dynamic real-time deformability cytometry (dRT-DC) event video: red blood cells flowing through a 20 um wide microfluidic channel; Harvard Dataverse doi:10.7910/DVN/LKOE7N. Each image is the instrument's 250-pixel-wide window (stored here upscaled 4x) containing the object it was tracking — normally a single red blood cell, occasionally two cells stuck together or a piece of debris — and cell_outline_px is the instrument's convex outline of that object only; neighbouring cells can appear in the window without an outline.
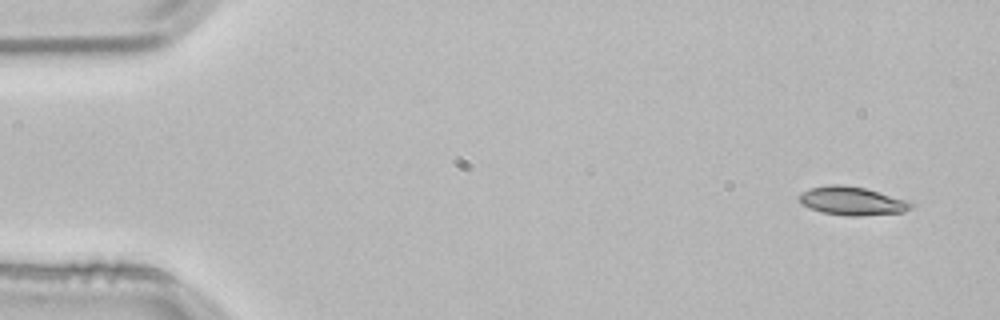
{"species": "common noctule bat (a hibernating species)", "species_latin": "Nyctalus noctula", "temperature_condition": "room temperature", "stored_images_in_passage": 3, "camera_frame_rate_fps": 3000, "um_per_image_px": 0.085, "animal": {"sex": "male", "body_mass_g": 21.5, "forearm_length_mm": 52.0}, "frame": {"image": 1, "passage_image": 1, "time_ms": 0.0, "image_size_px": [1000, 320], "cell_outline_px": [[912, 208], [904, 212], [860, 216], [848, 216], [820, 212], [808, 208], [800, 204], [796, 200], [796, 196], [800, 192], [808, 188], [828, 184], [844, 184], [864, 188], [912, 200]], "centroid_in_image_um": [72.37, 17.07], "position_along_channel_um": 12.6, "area_um2": 19.25}}
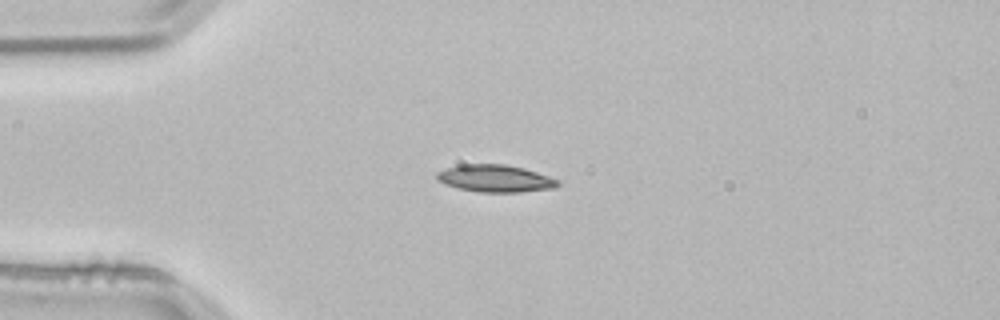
{"frame": {"image": 2, "passage_image": 3, "time_ms": 0.667, "image_size_px": [1000, 320], "cell_outline_px": [[560, 184], [556, 188], [520, 192], [476, 192], [444, 184], [436, 176], [436, 172], [444, 168], [460, 164], [504, 164], [524, 168], [560, 180]], "centroid_in_image_um": [42.1, 15.16], "position_along_channel_um": 42.9, "area_um2": 19.31}}